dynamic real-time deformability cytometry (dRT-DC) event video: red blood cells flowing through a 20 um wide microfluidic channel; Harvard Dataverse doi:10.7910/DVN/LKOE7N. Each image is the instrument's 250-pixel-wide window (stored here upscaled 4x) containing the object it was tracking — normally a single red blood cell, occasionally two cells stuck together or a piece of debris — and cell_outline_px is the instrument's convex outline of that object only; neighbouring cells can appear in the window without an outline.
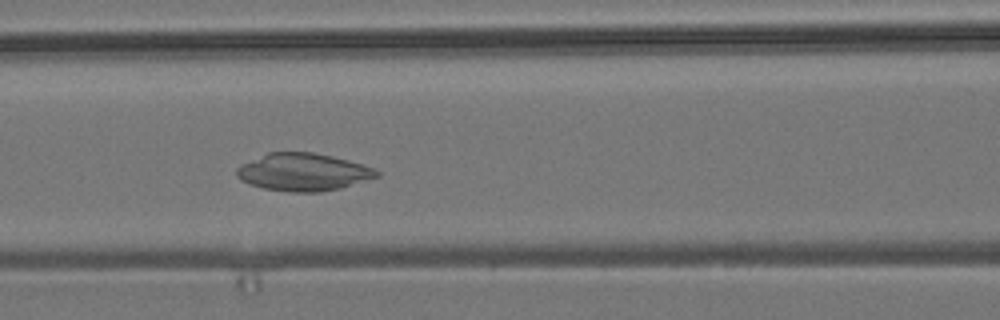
{"species": "common noctule bat (a hibernating species)", "species_latin": "Nyctalus noctula", "temperature_condition": "room temperature", "stored_images_in_passage": 6, "segment_of_instrument_passage": [1, 2], "camera_frame_rate_fps": 3000, "um_per_image_px": 0.085, "animal": {"sex": "male", "body_mass_g": 19.2, "forearm_length_mm": 51.8}, "frame": {"image": 1, "passage_image": 5, "time_ms": 6.0, "image_size_px": [1000, 320], "cell_outline_px": [[380, 176], [368, 180], [340, 188], [320, 192], [288, 192], [264, 188], [248, 184], [240, 180], [236, 176], [236, 168], [240, 164], [268, 152], [312, 152], [332, 156], [348, 160], [372, 168], [380, 172]], "centroid_in_image_um": [25.73, 14.63], "position_along_channel_um": 140.9, "area_um2": 30.75}}